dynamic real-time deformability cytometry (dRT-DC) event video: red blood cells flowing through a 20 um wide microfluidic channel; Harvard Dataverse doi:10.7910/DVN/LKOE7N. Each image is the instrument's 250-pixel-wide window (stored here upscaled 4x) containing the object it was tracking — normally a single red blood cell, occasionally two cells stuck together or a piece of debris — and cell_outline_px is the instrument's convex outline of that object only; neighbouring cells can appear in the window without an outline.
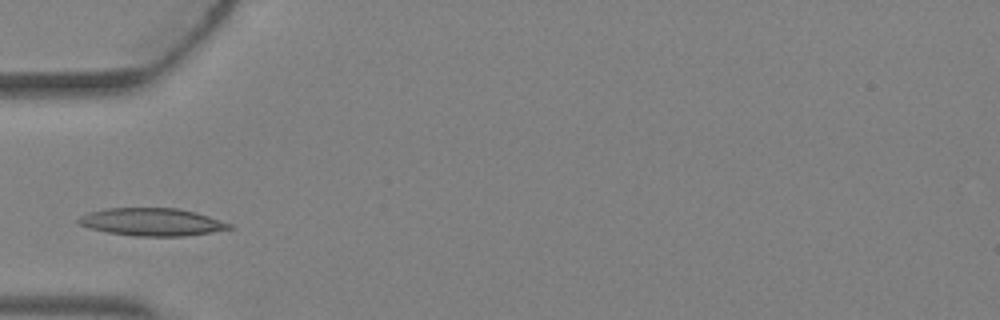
{"species": "Egyptian fruit bat (a non-hibernating species)", "species_latin": "Rousettus aegyptiacus", "temperature_condition": "warm", "stored_images_in_passage": 1, "camera_frame_rate_fps": 3000, "um_per_image_px": 0.085, "animal": {"sex": "female"}, "frame": {"image": 1, "passage_image": 1, "time_ms": 0.0, "image_size_px": [1000, 320], "cell_outline_px": [[232, 228], [212, 232], [184, 236], [136, 236], [108, 232], [92, 228], [80, 224], [76, 220], [80, 216], [88, 212], [108, 208], [180, 208], [196, 212], [232, 224]], "centroid_in_image_um": [12.92, 18.86], "position_along_channel_um": 72.1, "area_um2": 24.16}}